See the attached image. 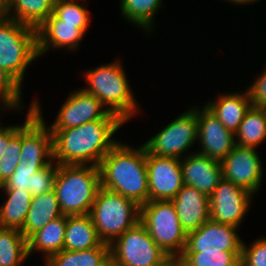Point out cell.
I'll list each match as a JSON object with an SVG mask.
<instances>
[{
    "label": "cell",
    "instance_id": "cell-38",
    "mask_svg": "<svg viewBox=\"0 0 266 266\" xmlns=\"http://www.w3.org/2000/svg\"><path fill=\"white\" fill-rule=\"evenodd\" d=\"M22 126L10 125L7 127H0V159L5 152V144H8L10 137Z\"/></svg>",
    "mask_w": 266,
    "mask_h": 266
},
{
    "label": "cell",
    "instance_id": "cell-1",
    "mask_svg": "<svg viewBox=\"0 0 266 266\" xmlns=\"http://www.w3.org/2000/svg\"><path fill=\"white\" fill-rule=\"evenodd\" d=\"M124 123L109 112L102 119L78 127L51 131L53 160L59 165L99 166L103 157L118 142L112 136Z\"/></svg>",
    "mask_w": 266,
    "mask_h": 266
},
{
    "label": "cell",
    "instance_id": "cell-5",
    "mask_svg": "<svg viewBox=\"0 0 266 266\" xmlns=\"http://www.w3.org/2000/svg\"><path fill=\"white\" fill-rule=\"evenodd\" d=\"M89 215L100 240L111 245L140 221V205L119 193L100 187Z\"/></svg>",
    "mask_w": 266,
    "mask_h": 266
},
{
    "label": "cell",
    "instance_id": "cell-7",
    "mask_svg": "<svg viewBox=\"0 0 266 266\" xmlns=\"http://www.w3.org/2000/svg\"><path fill=\"white\" fill-rule=\"evenodd\" d=\"M140 222L166 255L182 256L187 232L180 223L172 201H148L140 206Z\"/></svg>",
    "mask_w": 266,
    "mask_h": 266
},
{
    "label": "cell",
    "instance_id": "cell-9",
    "mask_svg": "<svg viewBox=\"0 0 266 266\" xmlns=\"http://www.w3.org/2000/svg\"><path fill=\"white\" fill-rule=\"evenodd\" d=\"M197 135L196 107L187 110L171 121L159 133L144 142V146L150 154L181 159V155L184 157V152L196 143Z\"/></svg>",
    "mask_w": 266,
    "mask_h": 266
},
{
    "label": "cell",
    "instance_id": "cell-15",
    "mask_svg": "<svg viewBox=\"0 0 266 266\" xmlns=\"http://www.w3.org/2000/svg\"><path fill=\"white\" fill-rule=\"evenodd\" d=\"M69 95L60 107L56 120L49 125L51 131L78 127L102 119L109 113L97 97L82 88Z\"/></svg>",
    "mask_w": 266,
    "mask_h": 266
},
{
    "label": "cell",
    "instance_id": "cell-12",
    "mask_svg": "<svg viewBox=\"0 0 266 266\" xmlns=\"http://www.w3.org/2000/svg\"><path fill=\"white\" fill-rule=\"evenodd\" d=\"M146 166L149 201H171L184 185L181 159L147 151Z\"/></svg>",
    "mask_w": 266,
    "mask_h": 266
},
{
    "label": "cell",
    "instance_id": "cell-22",
    "mask_svg": "<svg viewBox=\"0 0 266 266\" xmlns=\"http://www.w3.org/2000/svg\"><path fill=\"white\" fill-rule=\"evenodd\" d=\"M102 243L90 215L67 216L63 250H89Z\"/></svg>",
    "mask_w": 266,
    "mask_h": 266
},
{
    "label": "cell",
    "instance_id": "cell-24",
    "mask_svg": "<svg viewBox=\"0 0 266 266\" xmlns=\"http://www.w3.org/2000/svg\"><path fill=\"white\" fill-rule=\"evenodd\" d=\"M56 0H9L4 15L19 23L38 28L53 14ZM14 13V14H13Z\"/></svg>",
    "mask_w": 266,
    "mask_h": 266
},
{
    "label": "cell",
    "instance_id": "cell-18",
    "mask_svg": "<svg viewBox=\"0 0 266 266\" xmlns=\"http://www.w3.org/2000/svg\"><path fill=\"white\" fill-rule=\"evenodd\" d=\"M171 201L187 233L200 228L210 219L209 197L194 187L183 185Z\"/></svg>",
    "mask_w": 266,
    "mask_h": 266
},
{
    "label": "cell",
    "instance_id": "cell-14",
    "mask_svg": "<svg viewBox=\"0 0 266 266\" xmlns=\"http://www.w3.org/2000/svg\"><path fill=\"white\" fill-rule=\"evenodd\" d=\"M237 229L239 228L209 219L200 228L187 233L184 253L241 252L243 240L239 237Z\"/></svg>",
    "mask_w": 266,
    "mask_h": 266
},
{
    "label": "cell",
    "instance_id": "cell-6",
    "mask_svg": "<svg viewBox=\"0 0 266 266\" xmlns=\"http://www.w3.org/2000/svg\"><path fill=\"white\" fill-rule=\"evenodd\" d=\"M37 57V29L0 13V67L22 85L27 67Z\"/></svg>",
    "mask_w": 266,
    "mask_h": 266
},
{
    "label": "cell",
    "instance_id": "cell-10",
    "mask_svg": "<svg viewBox=\"0 0 266 266\" xmlns=\"http://www.w3.org/2000/svg\"><path fill=\"white\" fill-rule=\"evenodd\" d=\"M22 125L20 161L34 166H48L53 160V136L42 117L37 100L33 101Z\"/></svg>",
    "mask_w": 266,
    "mask_h": 266
},
{
    "label": "cell",
    "instance_id": "cell-16",
    "mask_svg": "<svg viewBox=\"0 0 266 266\" xmlns=\"http://www.w3.org/2000/svg\"><path fill=\"white\" fill-rule=\"evenodd\" d=\"M199 152L221 162L236 146L235 133L225 128L205 106L197 109Z\"/></svg>",
    "mask_w": 266,
    "mask_h": 266
},
{
    "label": "cell",
    "instance_id": "cell-23",
    "mask_svg": "<svg viewBox=\"0 0 266 266\" xmlns=\"http://www.w3.org/2000/svg\"><path fill=\"white\" fill-rule=\"evenodd\" d=\"M67 216L51 220L45 227L34 233L28 240V256L33 251L44 253L45 262L54 254L63 250Z\"/></svg>",
    "mask_w": 266,
    "mask_h": 266
},
{
    "label": "cell",
    "instance_id": "cell-40",
    "mask_svg": "<svg viewBox=\"0 0 266 266\" xmlns=\"http://www.w3.org/2000/svg\"><path fill=\"white\" fill-rule=\"evenodd\" d=\"M229 2H234V4H250V3H254L257 2V0H226Z\"/></svg>",
    "mask_w": 266,
    "mask_h": 266
},
{
    "label": "cell",
    "instance_id": "cell-3",
    "mask_svg": "<svg viewBox=\"0 0 266 266\" xmlns=\"http://www.w3.org/2000/svg\"><path fill=\"white\" fill-rule=\"evenodd\" d=\"M100 187L98 166L57 164L53 189L64 216L89 215Z\"/></svg>",
    "mask_w": 266,
    "mask_h": 266
},
{
    "label": "cell",
    "instance_id": "cell-31",
    "mask_svg": "<svg viewBox=\"0 0 266 266\" xmlns=\"http://www.w3.org/2000/svg\"><path fill=\"white\" fill-rule=\"evenodd\" d=\"M53 14L63 23L76 24V27L84 33L87 31L91 20L90 12L86 9L85 4L82 5L74 1L56 0Z\"/></svg>",
    "mask_w": 266,
    "mask_h": 266
},
{
    "label": "cell",
    "instance_id": "cell-4",
    "mask_svg": "<svg viewBox=\"0 0 266 266\" xmlns=\"http://www.w3.org/2000/svg\"><path fill=\"white\" fill-rule=\"evenodd\" d=\"M84 76L88 86L82 89L97 97L109 112L123 122H128L136 114L138 103L120 61L92 68Z\"/></svg>",
    "mask_w": 266,
    "mask_h": 266
},
{
    "label": "cell",
    "instance_id": "cell-13",
    "mask_svg": "<svg viewBox=\"0 0 266 266\" xmlns=\"http://www.w3.org/2000/svg\"><path fill=\"white\" fill-rule=\"evenodd\" d=\"M221 164L224 179L232 181L253 195L259 191L263 165L256 148L236 145Z\"/></svg>",
    "mask_w": 266,
    "mask_h": 266
},
{
    "label": "cell",
    "instance_id": "cell-29",
    "mask_svg": "<svg viewBox=\"0 0 266 266\" xmlns=\"http://www.w3.org/2000/svg\"><path fill=\"white\" fill-rule=\"evenodd\" d=\"M122 16L134 23L138 27H142L149 32L155 18V14L162 5V0H121Z\"/></svg>",
    "mask_w": 266,
    "mask_h": 266
},
{
    "label": "cell",
    "instance_id": "cell-25",
    "mask_svg": "<svg viewBox=\"0 0 266 266\" xmlns=\"http://www.w3.org/2000/svg\"><path fill=\"white\" fill-rule=\"evenodd\" d=\"M110 264V245L102 243L99 247L89 250H62L52 255L45 266H109Z\"/></svg>",
    "mask_w": 266,
    "mask_h": 266
},
{
    "label": "cell",
    "instance_id": "cell-8",
    "mask_svg": "<svg viewBox=\"0 0 266 266\" xmlns=\"http://www.w3.org/2000/svg\"><path fill=\"white\" fill-rule=\"evenodd\" d=\"M167 256L140 221L110 245L113 266H154Z\"/></svg>",
    "mask_w": 266,
    "mask_h": 266
},
{
    "label": "cell",
    "instance_id": "cell-2",
    "mask_svg": "<svg viewBox=\"0 0 266 266\" xmlns=\"http://www.w3.org/2000/svg\"><path fill=\"white\" fill-rule=\"evenodd\" d=\"M144 144L134 149L118 141L103 157L98 168L101 187L119 193L142 206L149 201Z\"/></svg>",
    "mask_w": 266,
    "mask_h": 266
},
{
    "label": "cell",
    "instance_id": "cell-19",
    "mask_svg": "<svg viewBox=\"0 0 266 266\" xmlns=\"http://www.w3.org/2000/svg\"><path fill=\"white\" fill-rule=\"evenodd\" d=\"M84 34L76 24L63 23L52 14L37 28L38 57L44 55L50 47L77 50Z\"/></svg>",
    "mask_w": 266,
    "mask_h": 266
},
{
    "label": "cell",
    "instance_id": "cell-26",
    "mask_svg": "<svg viewBox=\"0 0 266 266\" xmlns=\"http://www.w3.org/2000/svg\"><path fill=\"white\" fill-rule=\"evenodd\" d=\"M4 192L7 200L0 206V227L20 230L29 211L32 194L22 190Z\"/></svg>",
    "mask_w": 266,
    "mask_h": 266
},
{
    "label": "cell",
    "instance_id": "cell-11",
    "mask_svg": "<svg viewBox=\"0 0 266 266\" xmlns=\"http://www.w3.org/2000/svg\"><path fill=\"white\" fill-rule=\"evenodd\" d=\"M253 194L222 178L209 197L210 219L238 227L249 209Z\"/></svg>",
    "mask_w": 266,
    "mask_h": 266
},
{
    "label": "cell",
    "instance_id": "cell-35",
    "mask_svg": "<svg viewBox=\"0 0 266 266\" xmlns=\"http://www.w3.org/2000/svg\"><path fill=\"white\" fill-rule=\"evenodd\" d=\"M242 243L240 266H266V238H258L249 247Z\"/></svg>",
    "mask_w": 266,
    "mask_h": 266
},
{
    "label": "cell",
    "instance_id": "cell-30",
    "mask_svg": "<svg viewBox=\"0 0 266 266\" xmlns=\"http://www.w3.org/2000/svg\"><path fill=\"white\" fill-rule=\"evenodd\" d=\"M241 252L203 251L183 253L181 266H240Z\"/></svg>",
    "mask_w": 266,
    "mask_h": 266
},
{
    "label": "cell",
    "instance_id": "cell-42",
    "mask_svg": "<svg viewBox=\"0 0 266 266\" xmlns=\"http://www.w3.org/2000/svg\"><path fill=\"white\" fill-rule=\"evenodd\" d=\"M0 103H1V105H3L4 107H5V109H6V107L8 108V109H11L4 101H3V99H1L0 98ZM1 109V108H0Z\"/></svg>",
    "mask_w": 266,
    "mask_h": 266
},
{
    "label": "cell",
    "instance_id": "cell-41",
    "mask_svg": "<svg viewBox=\"0 0 266 266\" xmlns=\"http://www.w3.org/2000/svg\"><path fill=\"white\" fill-rule=\"evenodd\" d=\"M9 0H0V13H4L8 6Z\"/></svg>",
    "mask_w": 266,
    "mask_h": 266
},
{
    "label": "cell",
    "instance_id": "cell-32",
    "mask_svg": "<svg viewBox=\"0 0 266 266\" xmlns=\"http://www.w3.org/2000/svg\"><path fill=\"white\" fill-rule=\"evenodd\" d=\"M21 146L22 126L10 137L8 144H5V152L0 159V186L15 172L20 162Z\"/></svg>",
    "mask_w": 266,
    "mask_h": 266
},
{
    "label": "cell",
    "instance_id": "cell-43",
    "mask_svg": "<svg viewBox=\"0 0 266 266\" xmlns=\"http://www.w3.org/2000/svg\"><path fill=\"white\" fill-rule=\"evenodd\" d=\"M64 1H66V2H73V0H64Z\"/></svg>",
    "mask_w": 266,
    "mask_h": 266
},
{
    "label": "cell",
    "instance_id": "cell-20",
    "mask_svg": "<svg viewBox=\"0 0 266 266\" xmlns=\"http://www.w3.org/2000/svg\"><path fill=\"white\" fill-rule=\"evenodd\" d=\"M252 106L248 90L244 93H227L218 96L217 100L206 103L205 107L215 115L226 129L235 133L246 112Z\"/></svg>",
    "mask_w": 266,
    "mask_h": 266
},
{
    "label": "cell",
    "instance_id": "cell-28",
    "mask_svg": "<svg viewBox=\"0 0 266 266\" xmlns=\"http://www.w3.org/2000/svg\"><path fill=\"white\" fill-rule=\"evenodd\" d=\"M28 257L27 239L20 230L0 227V266H20Z\"/></svg>",
    "mask_w": 266,
    "mask_h": 266
},
{
    "label": "cell",
    "instance_id": "cell-33",
    "mask_svg": "<svg viewBox=\"0 0 266 266\" xmlns=\"http://www.w3.org/2000/svg\"><path fill=\"white\" fill-rule=\"evenodd\" d=\"M26 163L27 162L24 160L19 162L13 175L3 185L0 186L1 190L28 191L33 196L35 172L46 166H34Z\"/></svg>",
    "mask_w": 266,
    "mask_h": 266
},
{
    "label": "cell",
    "instance_id": "cell-34",
    "mask_svg": "<svg viewBox=\"0 0 266 266\" xmlns=\"http://www.w3.org/2000/svg\"><path fill=\"white\" fill-rule=\"evenodd\" d=\"M21 84L5 69L0 67V98L13 110L22 106Z\"/></svg>",
    "mask_w": 266,
    "mask_h": 266
},
{
    "label": "cell",
    "instance_id": "cell-17",
    "mask_svg": "<svg viewBox=\"0 0 266 266\" xmlns=\"http://www.w3.org/2000/svg\"><path fill=\"white\" fill-rule=\"evenodd\" d=\"M184 158H181L184 185L194 187L210 197L223 178L221 162L197 151Z\"/></svg>",
    "mask_w": 266,
    "mask_h": 266
},
{
    "label": "cell",
    "instance_id": "cell-36",
    "mask_svg": "<svg viewBox=\"0 0 266 266\" xmlns=\"http://www.w3.org/2000/svg\"><path fill=\"white\" fill-rule=\"evenodd\" d=\"M52 162L48 166L35 172L33 182V196L45 193L54 187L55 177L57 173V163Z\"/></svg>",
    "mask_w": 266,
    "mask_h": 266
},
{
    "label": "cell",
    "instance_id": "cell-37",
    "mask_svg": "<svg viewBox=\"0 0 266 266\" xmlns=\"http://www.w3.org/2000/svg\"><path fill=\"white\" fill-rule=\"evenodd\" d=\"M261 76L247 89L252 106L266 109V68Z\"/></svg>",
    "mask_w": 266,
    "mask_h": 266
},
{
    "label": "cell",
    "instance_id": "cell-27",
    "mask_svg": "<svg viewBox=\"0 0 266 266\" xmlns=\"http://www.w3.org/2000/svg\"><path fill=\"white\" fill-rule=\"evenodd\" d=\"M236 145L256 148L266 140V109L251 106L235 132ZM238 139V141H237Z\"/></svg>",
    "mask_w": 266,
    "mask_h": 266
},
{
    "label": "cell",
    "instance_id": "cell-39",
    "mask_svg": "<svg viewBox=\"0 0 266 266\" xmlns=\"http://www.w3.org/2000/svg\"><path fill=\"white\" fill-rule=\"evenodd\" d=\"M154 266H181L180 258L167 256L163 261Z\"/></svg>",
    "mask_w": 266,
    "mask_h": 266
},
{
    "label": "cell",
    "instance_id": "cell-21",
    "mask_svg": "<svg viewBox=\"0 0 266 266\" xmlns=\"http://www.w3.org/2000/svg\"><path fill=\"white\" fill-rule=\"evenodd\" d=\"M62 215L54 189L38 196H32L30 208L20 232L28 240L34 233L45 227L51 220Z\"/></svg>",
    "mask_w": 266,
    "mask_h": 266
}]
</instances>
